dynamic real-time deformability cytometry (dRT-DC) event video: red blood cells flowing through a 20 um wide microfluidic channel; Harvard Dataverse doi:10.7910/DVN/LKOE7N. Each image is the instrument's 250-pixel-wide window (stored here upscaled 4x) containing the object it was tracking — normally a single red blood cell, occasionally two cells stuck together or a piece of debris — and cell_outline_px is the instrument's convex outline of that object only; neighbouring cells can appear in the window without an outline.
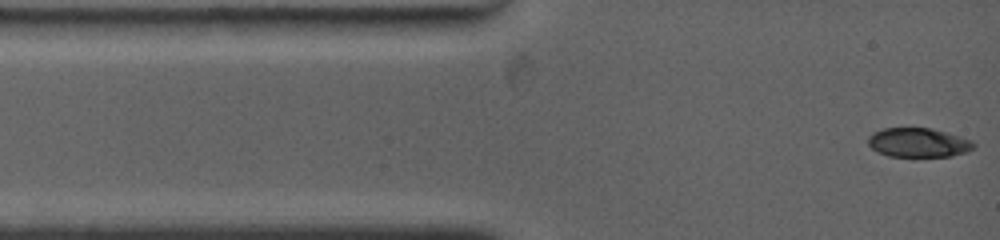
{"species": "common noctule bat (a hibernating species)", "species_latin": "Nyctalus noctula", "temperature_condition": "warm", "stored_images_in_passage": 3, "camera_frame_rate_fps": 4500, "um_per_image_px": 0.085, "animal": {"sex": "female", "body_mass_g": 19.0, "forearm_length_mm": 53.3}, "frame": {"image": 1, "passage_image": 1, "time_ms": 0.0, "image_size_px": [1000, 240], "cell_outline_px": [[976, 144], [968, 152], [952, 156], [888, 156], [872, 148], [868, 144], [868, 136], [872, 132], [884, 128], [928, 128], [944, 132], [972, 140]], "centroid_in_image_um": [78.05, 12.12], "position_along_channel_um": 7.0, "area_um2": 17.8}}
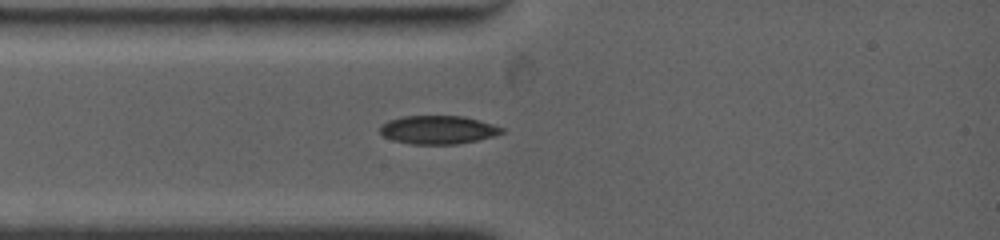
{"frame": {"image": 2, "passage_image": 3, "time_ms": 2.222, "image_size_px": [1000, 240], "cell_outline_px": [[504, 132], [496, 136], [456, 144], [408, 144], [392, 140], [384, 136], [380, 132], [380, 124], [388, 120], [404, 116], [464, 116], [480, 120], [504, 128]], "centroid_in_image_um": [37.23, 11.03], "position_along_channel_um": 47.8, "area_um2": 20.29}}